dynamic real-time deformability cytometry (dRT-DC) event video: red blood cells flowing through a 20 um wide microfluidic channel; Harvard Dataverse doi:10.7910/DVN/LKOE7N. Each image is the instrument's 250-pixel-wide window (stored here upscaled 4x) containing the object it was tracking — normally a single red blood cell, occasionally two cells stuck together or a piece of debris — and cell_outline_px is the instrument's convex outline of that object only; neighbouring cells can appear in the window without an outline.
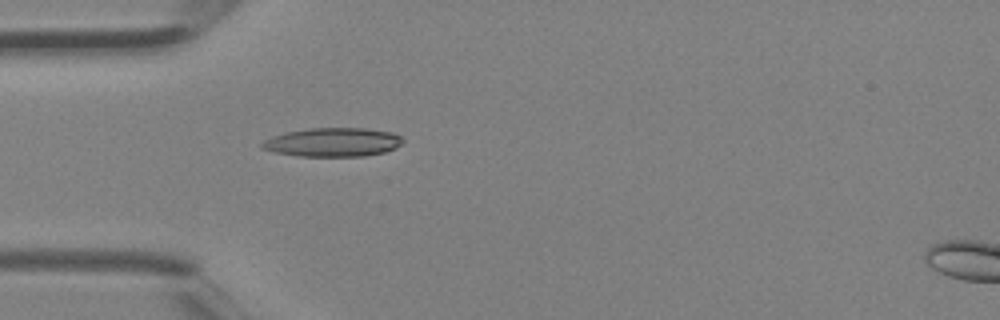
{"species": "Egyptian fruit bat (a non-hibernating species)", "species_latin": "Rousettus aegyptiacus", "temperature_condition": "room temperature", "stored_images_in_passage": 4, "camera_frame_rate_fps": 3000, "um_per_image_px": 0.085, "animal": {"sex": "female"}, "frame": {"image": 1, "passage_image": 3, "time_ms": 0.667, "image_size_px": [1000, 320], "cell_outline_px": [[404, 140], [396, 148], [384, 152], [364, 156], [296, 156], [272, 152], [260, 148], [260, 144], [264, 140], [272, 136], [284, 132], [312, 128], [364, 128], [392, 132], [400, 136]], "centroid_in_image_um": [28.25, 12.09], "position_along_channel_um": 56.8, "area_um2": 23.81}}